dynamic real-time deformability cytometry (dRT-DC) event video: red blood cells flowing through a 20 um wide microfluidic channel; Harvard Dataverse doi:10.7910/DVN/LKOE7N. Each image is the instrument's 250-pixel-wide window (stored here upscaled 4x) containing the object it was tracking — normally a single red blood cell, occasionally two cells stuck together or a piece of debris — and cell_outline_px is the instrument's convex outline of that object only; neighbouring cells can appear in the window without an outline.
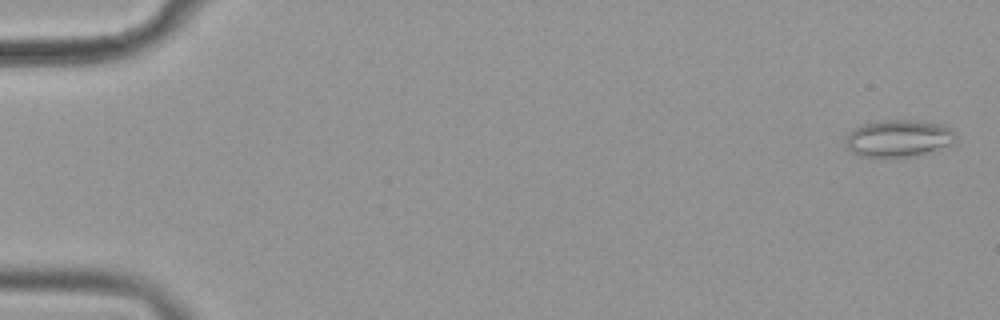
{"species": "common noctule bat (a hibernating species)", "species_latin": "Nyctalus noctula", "temperature_condition": "cold", "stored_images_in_passage": 28, "camera_frame_rate_fps": 3000, "um_per_image_px": 0.085, "animal": {"sex": "female", "body_mass_g": 19.9}, "frame": {"image": 1, "passage_image": 2, "time_ms": 0.333, "image_size_px": [1000, 320], "cell_outline_px": [[956, 140], [952, 144], [916, 156], [880, 160], [856, 156], [848, 148], [844, 140], [848, 132], [864, 124], [884, 120], [916, 120], [944, 124], [956, 136]], "centroid_in_image_um": [76.32, 11.81], "position_along_channel_um": 8.7, "area_um2": 24.51}}
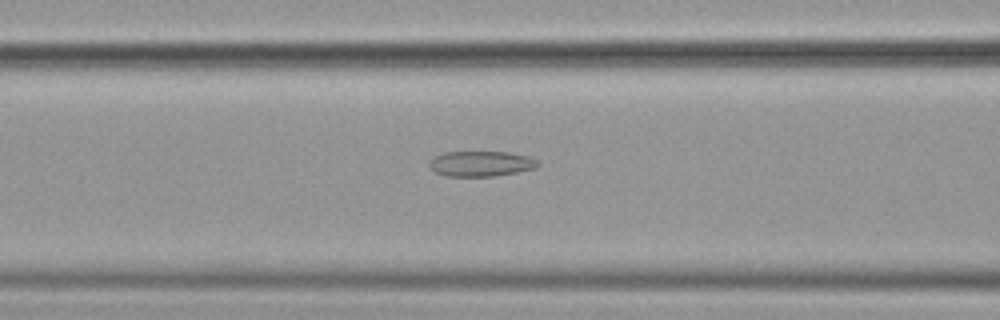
{"frame": {"image": 2, "passage_image": 24, "time_ms": 7.667, "image_size_px": [1000, 320], "cell_outline_px": [[540, 164], [536, 168], [496, 176], [444, 176], [436, 172], [428, 164], [428, 160], [444, 152], [508, 152], [528, 156], [536, 160]], "centroid_in_image_um": [40.87, 13.91], "position_along_channel_um": 125.7, "area_um2": 16.01}}
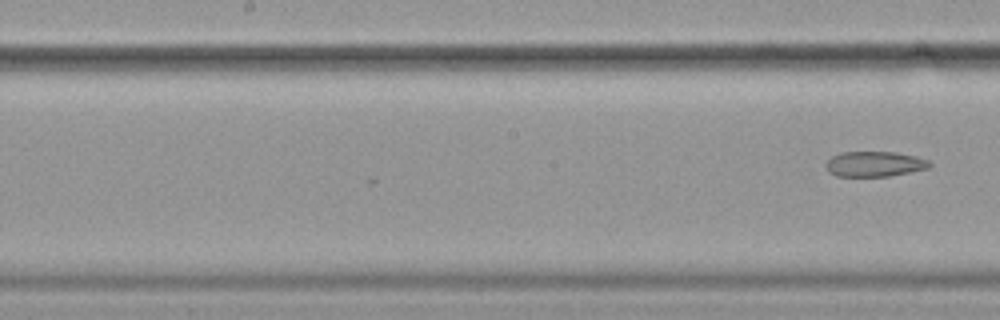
{"frame": {"image": 3, "passage_image": 28, "time_ms": 9.0, "image_size_px": [1000, 320], "cell_outline_px": [[932, 164], [928, 168], [888, 176], [836, 176], [828, 172], [824, 164], [832, 156], [840, 152], [896, 152], [916, 156], [928, 160]], "centroid_in_image_um": [74.3, 13.93], "position_along_channel_um": 173.9, "area_um2": 15.26}}